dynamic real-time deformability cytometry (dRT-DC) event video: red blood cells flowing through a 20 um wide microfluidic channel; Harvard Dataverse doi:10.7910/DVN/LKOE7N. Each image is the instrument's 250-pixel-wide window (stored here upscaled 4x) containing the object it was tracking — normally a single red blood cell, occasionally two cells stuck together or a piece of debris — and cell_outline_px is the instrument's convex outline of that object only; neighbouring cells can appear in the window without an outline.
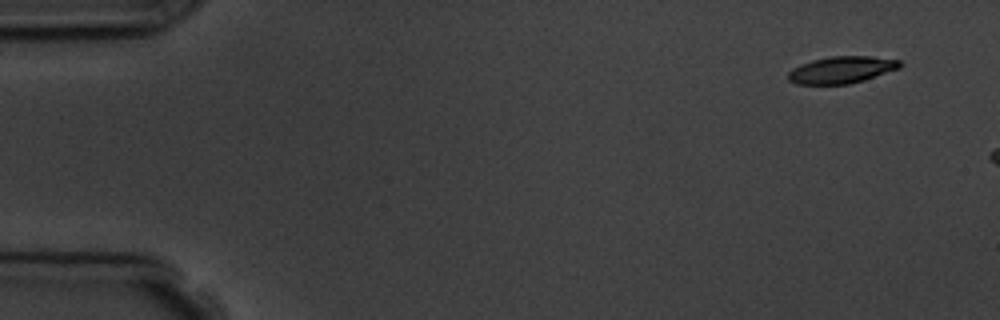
{"species": "common noctule bat (a hibernating species)", "species_latin": "Nyctalus noctula", "temperature_condition": "room temperature", "stored_images_in_passage": 3, "camera_frame_rate_fps": 3000, "um_per_image_px": 0.085, "animal": {"sex": "male", "body_mass_g": 19.5, "forearm_length_mm": 54.6}, "frame": {"image": 1, "passage_image": 1, "time_ms": 0.0, "image_size_px": [1000, 320], "cell_outline_px": [[904, 64], [900, 68], [864, 80], [848, 84], [796, 84], [788, 80], [788, 72], [792, 68], [800, 64], [812, 60], [832, 56], [872, 56], [900, 60]], "centroid_in_image_um": [71.54, 5.93], "position_along_channel_um": 13.5, "area_um2": 17.63}}